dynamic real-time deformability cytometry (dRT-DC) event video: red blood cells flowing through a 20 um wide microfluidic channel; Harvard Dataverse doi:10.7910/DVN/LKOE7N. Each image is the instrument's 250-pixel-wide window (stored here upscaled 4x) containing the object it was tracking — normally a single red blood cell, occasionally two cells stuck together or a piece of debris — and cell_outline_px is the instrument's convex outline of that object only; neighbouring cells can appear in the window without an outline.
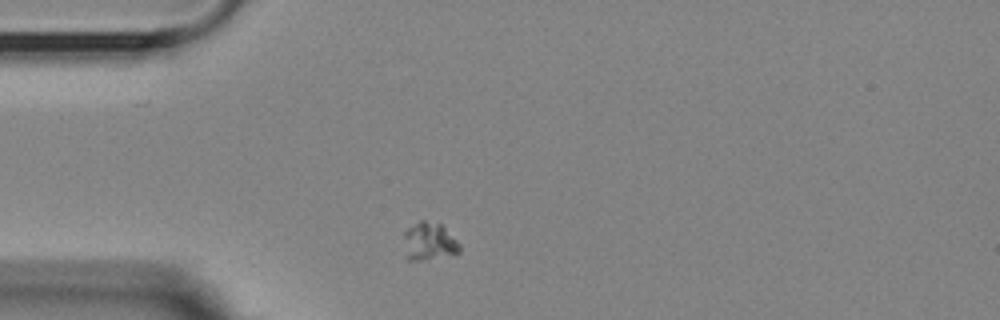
{"species": "Egyptian fruit bat (a non-hibernating species)", "species_latin": "Rousettus aegyptiacus", "temperature_condition": "room temperature", "stored_images_in_passage": 46, "camera_frame_rate_fps": 3000, "um_per_image_px": 0.085, "animal": {"sex": "female"}, "frame": {"image": 1, "passage_image": 3, "time_ms": 0.667, "image_size_px": [1000, 320], "cell_outline_px": [[460, 252], [420, 260], [408, 260], [404, 256], [404, 232], [408, 228], [420, 220], [424, 220], [440, 224], [460, 244]], "centroid_in_image_um": [36.42, 20.52], "position_along_channel_um": 48.6, "area_um2": 12.08}}
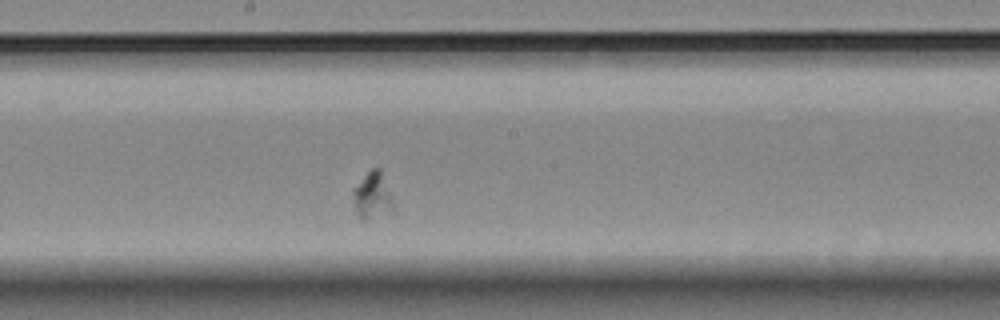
{"frame": {"image": 2, "passage_image": 19, "time_ms": 6.0, "image_size_px": [1000, 320], "cell_outline_px": [[396, 208], [368, 220], [364, 220], [352, 208], [352, 192], [364, 176], [372, 168], [380, 168]], "centroid_in_image_um": [31.64, 16.65], "position_along_channel_um": 216.6, "area_um2": 10.87}}
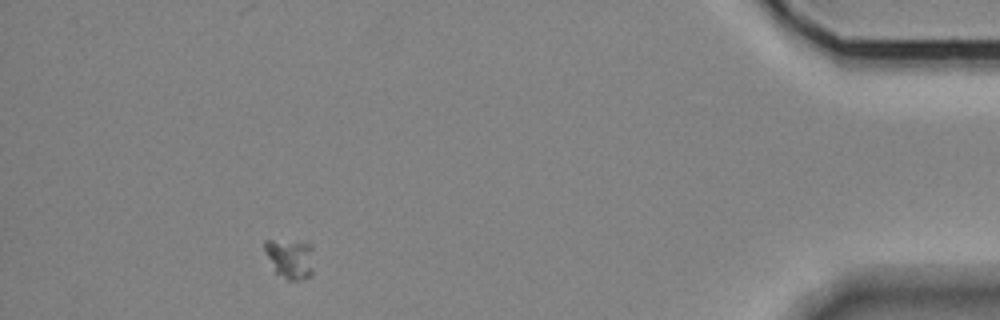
{"frame": {"image": 3, "passage_image": 41, "time_ms": 13.333, "image_size_px": [1000, 320], "cell_outline_px": [[312, 272], [308, 276], [296, 280], [288, 280], [276, 272], [264, 252], [264, 240], [272, 240], [312, 244]], "centroid_in_image_um": [24.63, 21.97], "position_along_channel_um": 410.6, "area_um2": 11.04}}